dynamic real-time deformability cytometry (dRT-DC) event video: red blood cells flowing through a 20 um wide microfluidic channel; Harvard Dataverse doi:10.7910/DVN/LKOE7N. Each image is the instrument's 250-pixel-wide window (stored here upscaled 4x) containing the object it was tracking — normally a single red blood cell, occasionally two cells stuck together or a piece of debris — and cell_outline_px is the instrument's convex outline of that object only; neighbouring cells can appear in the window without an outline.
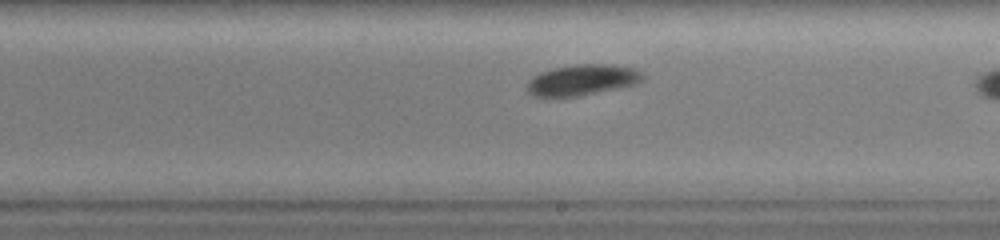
{"species": "common noctule bat (a hibernating species)", "species_latin": "Nyctalus noctula", "temperature_condition": "warm", "stored_images_in_passage": 26, "camera_frame_rate_fps": 3000, "um_per_image_px": 0.085, "animal": {"sex": "female", "body_mass_g": 19.0, "forearm_length_mm": 51.5}, "frame": {"image": 1, "passage_image": 15, "time_ms": 4.667, "image_size_px": [1000, 240], "cell_outline_px": [[644, 80], [636, 84], [576, 96], [532, 96], [528, 92], [528, 80], [532, 76], [540, 72], [552, 68], [572, 64], [616, 64], [632, 68], [644, 72]], "centroid_in_image_um": [49.51, 6.77], "position_along_channel_um": 239.5, "area_um2": 20.81}}
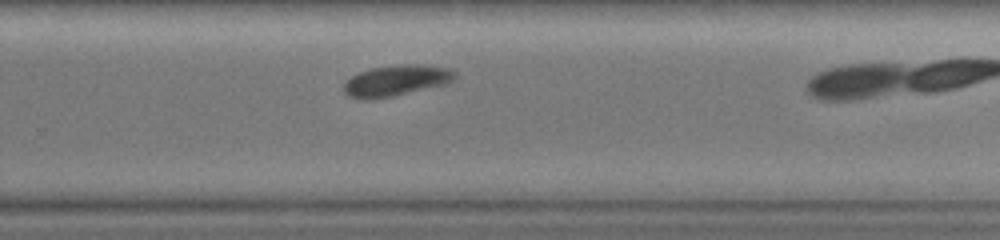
{"frame": {"image": 2, "passage_image": 19, "time_ms": 6.0, "image_size_px": [1000, 240], "cell_outline_px": [[456, 80], [448, 84], [392, 96], [368, 100], [364, 100], [348, 96], [344, 92], [344, 84], [356, 72], [372, 68], [404, 64], [416, 64], [448, 68], [456, 72]], "centroid_in_image_um": [33.69, 6.85], "position_along_channel_um": 296.1, "area_um2": 20.11}}